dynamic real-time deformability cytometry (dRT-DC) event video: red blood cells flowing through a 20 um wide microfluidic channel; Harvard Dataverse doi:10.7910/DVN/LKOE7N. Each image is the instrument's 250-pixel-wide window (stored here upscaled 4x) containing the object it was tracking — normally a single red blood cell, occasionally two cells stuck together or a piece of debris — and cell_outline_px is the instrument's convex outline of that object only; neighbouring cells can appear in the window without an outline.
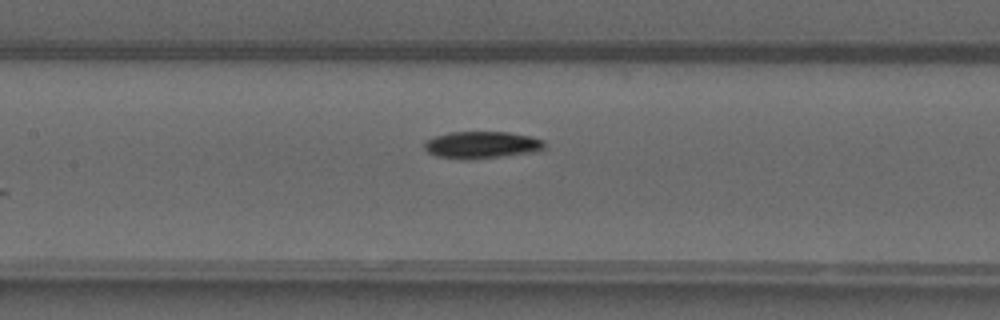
{"species": "common noctule bat (a hibernating species)", "species_latin": "Nyctalus noctula", "temperature_condition": "warm", "stored_images_in_passage": 22, "camera_frame_rate_fps": 3000, "um_per_image_px": 0.085, "animal": {"sex": "male", "forearm_length_mm": 52.5}, "frame": {"image": 1, "passage_image": 11, "time_ms": 3.333, "image_size_px": [1000, 320], "cell_outline_px": [[544, 148], [540, 152], [468, 160], [460, 160], [436, 156], [428, 152], [424, 148], [424, 144], [428, 140], [436, 136], [448, 132], [508, 132], [532, 136], [544, 140]], "centroid_in_image_um": [40.99, 12.33], "position_along_channel_um": 166.4, "area_um2": 19.25}}
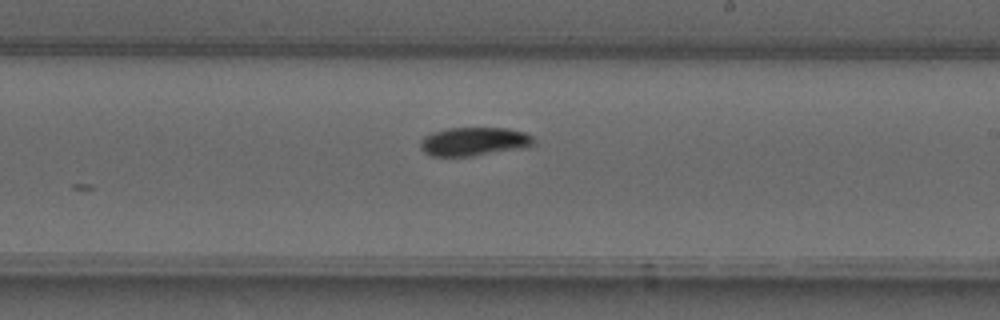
{"frame": {"image": 2, "passage_image": 17, "time_ms": 5.333, "image_size_px": [1000, 320], "cell_outline_px": [[536, 144], [528, 148], [472, 156], [432, 156], [424, 152], [420, 148], [420, 140], [424, 136], [432, 132], [448, 128], [508, 128], [524, 132], [532, 136], [536, 140]], "centroid_in_image_um": [40.34, 12.03], "position_along_channel_um": 248.7, "area_um2": 19.25}}
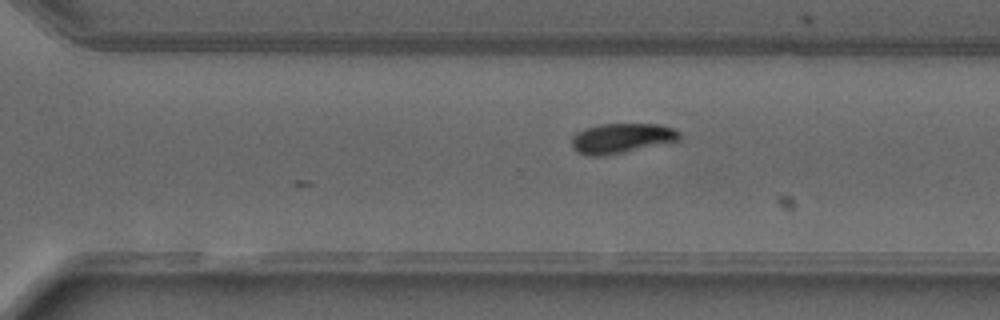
{"frame": {"image": 3, "passage_image": 22, "time_ms": 7.0, "image_size_px": [1000, 320], "cell_outline_px": [[680, 140], [604, 156], [588, 156], [576, 152], [572, 144], [572, 136], [576, 132], [584, 128], [600, 124], [660, 124], [672, 128], [680, 132]], "centroid_in_image_um": [52.8, 11.75], "position_along_channel_um": 317.8, "area_um2": 18.79}}